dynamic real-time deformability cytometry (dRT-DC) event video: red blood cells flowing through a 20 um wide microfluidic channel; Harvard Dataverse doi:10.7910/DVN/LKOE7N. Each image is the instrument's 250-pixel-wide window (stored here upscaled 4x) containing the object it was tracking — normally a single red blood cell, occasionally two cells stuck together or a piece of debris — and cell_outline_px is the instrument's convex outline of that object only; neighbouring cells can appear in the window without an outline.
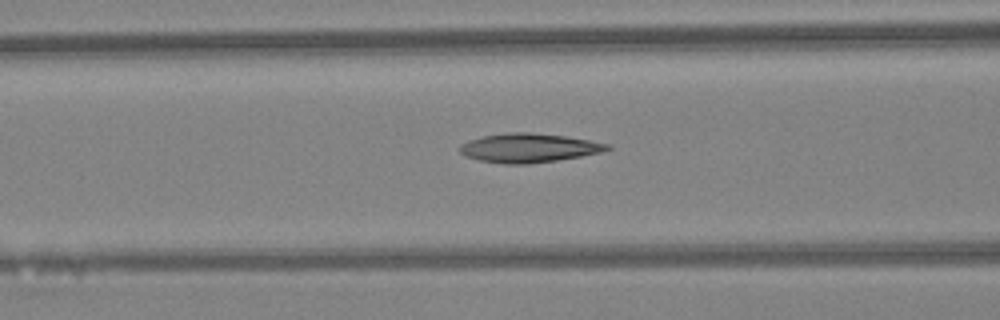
{"species": "Egyptian fruit bat (a non-hibernating species)", "species_latin": "Rousettus aegyptiacus", "temperature_condition": "warm", "stored_images_in_passage": 38, "camera_frame_rate_fps": 3000, "um_per_image_px": 0.085, "animal": {"sex": "female"}, "frame": {"image": 1, "passage_image": 16, "time_ms": 5.0, "image_size_px": [1000, 320], "cell_outline_px": [[612, 148], [600, 152], [580, 156], [556, 160], [528, 164], [504, 164], [480, 160], [468, 156], [460, 152], [460, 144], [468, 140], [484, 136], [508, 132], [528, 132], [564, 136], [612, 144]], "centroid_in_image_um": [44.95, 12.57], "position_along_channel_um": 121.6, "area_um2": 24.68}}
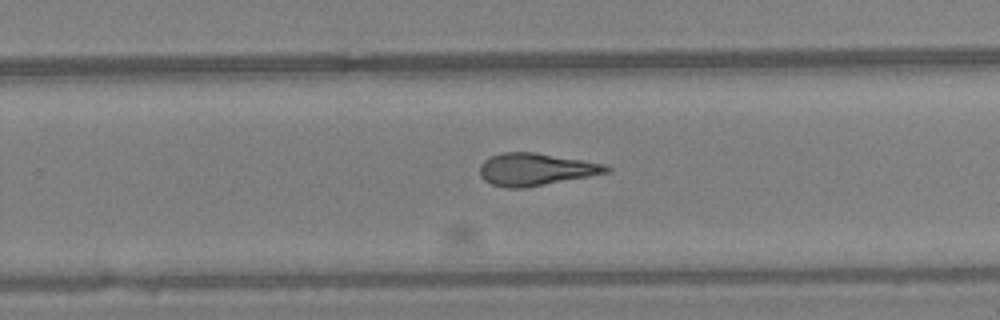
{"frame": {"image": 2, "passage_image": 27, "time_ms": 8.667, "image_size_px": [1000, 320], "cell_outline_px": [[612, 168], [608, 172], [588, 176], [524, 188], [508, 188], [492, 184], [484, 180], [480, 176], [480, 164], [484, 160], [492, 156], [504, 152], [536, 152], [604, 164]], "centroid_in_image_um": [45.5, 14.39], "position_along_channel_um": 284.3, "area_um2": 23.58}}
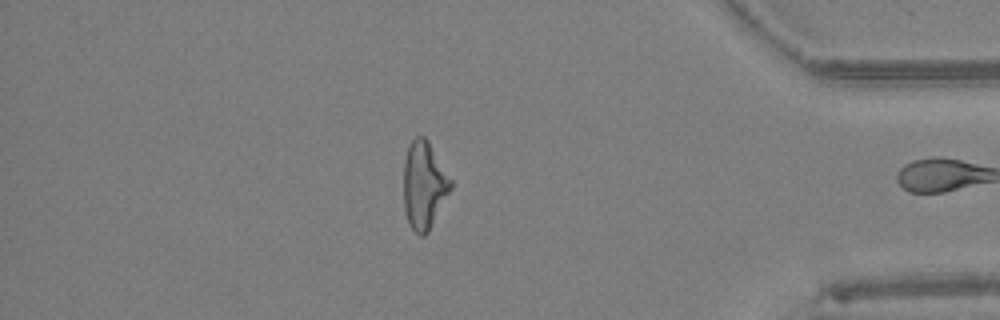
{"frame": {"image": 3, "passage_image": 37, "time_ms": 12.0, "image_size_px": [1000, 320], "cell_outline_px": [[452, 188], [428, 232], [424, 236], [420, 236], [408, 224], [404, 208], [404, 160], [408, 148], [412, 140], [416, 136], [424, 136], [428, 140], [452, 180]], "centroid_in_image_um": [36.04, 15.74], "position_along_channel_um": 399.2, "area_um2": 23.99}, "authors_computed_cell_mechanics": {"area_um2": 24.5361, "velocity_mm_per_s": 4.4547, "shape_relaxation_time_tau1_ms": null, "shape_relaxation_time_tau2_ms": 3.7908, "deformation_change_tau1": null, "deformation_change_tau2": 0.1576}}